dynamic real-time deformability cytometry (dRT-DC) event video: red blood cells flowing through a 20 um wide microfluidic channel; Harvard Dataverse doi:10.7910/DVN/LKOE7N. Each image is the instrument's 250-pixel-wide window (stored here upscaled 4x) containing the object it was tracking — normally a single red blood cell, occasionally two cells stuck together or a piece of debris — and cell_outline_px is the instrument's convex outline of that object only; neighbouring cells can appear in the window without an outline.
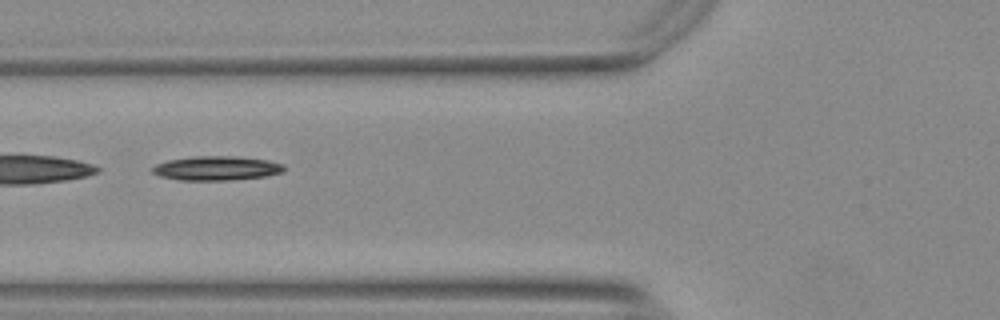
{"species": "Egyptian fruit bat (a non-hibernating species)", "species_latin": "Rousettus aegyptiacus", "temperature_condition": "warm", "stored_images_in_passage": 38, "camera_frame_rate_fps": 3000, "um_per_image_px": 0.085, "animal": {"sex": "female"}, "frame": {"image": 1, "passage_image": 6, "time_ms": 1.667, "image_size_px": [1000, 320], "cell_outline_px": [[288, 168], [284, 172], [268, 176], [232, 180], [180, 180], [160, 176], [152, 172], [152, 168], [156, 164], [168, 160], [192, 156], [236, 156], [268, 160], [284, 164]], "centroid_in_image_um": [18.47, 14.3], "position_along_channel_um": 107.3, "area_um2": 18.84}, "authors_computed_cell_mechanics": {"area_um2": 18.0625, "velocity_mm_per_s": 3.7729, "shape_relaxation_time_tau1_ms": 10.4, "shape_relaxation_time_tau2_ms": null, "deformation_change_tau1": 0.191, "deformation_change_tau2": null}}